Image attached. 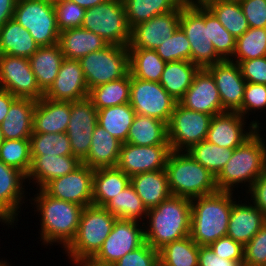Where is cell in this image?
<instances>
[{
    "label": "cell",
    "mask_w": 266,
    "mask_h": 266,
    "mask_svg": "<svg viewBox=\"0 0 266 266\" xmlns=\"http://www.w3.org/2000/svg\"><path fill=\"white\" fill-rule=\"evenodd\" d=\"M31 202L34 213L38 214L40 222V242L42 245H59L64 250L74 239L84 207L48 195L43 189H38ZM32 200V201H31ZM35 205V206H34Z\"/></svg>",
    "instance_id": "1"
},
{
    "label": "cell",
    "mask_w": 266,
    "mask_h": 266,
    "mask_svg": "<svg viewBox=\"0 0 266 266\" xmlns=\"http://www.w3.org/2000/svg\"><path fill=\"white\" fill-rule=\"evenodd\" d=\"M191 199L171 195L148 210L144 226L145 242L159 250L168 243L190 235Z\"/></svg>",
    "instance_id": "2"
},
{
    "label": "cell",
    "mask_w": 266,
    "mask_h": 266,
    "mask_svg": "<svg viewBox=\"0 0 266 266\" xmlns=\"http://www.w3.org/2000/svg\"><path fill=\"white\" fill-rule=\"evenodd\" d=\"M237 196L233 191H218L191 199V239L199 246H209L227 236L233 203L241 198Z\"/></svg>",
    "instance_id": "3"
},
{
    "label": "cell",
    "mask_w": 266,
    "mask_h": 266,
    "mask_svg": "<svg viewBox=\"0 0 266 266\" xmlns=\"http://www.w3.org/2000/svg\"><path fill=\"white\" fill-rule=\"evenodd\" d=\"M262 131L264 132L259 128L249 139L234 149L230 160L216 176L219 191L236 192L237 189L239 193L245 186L246 192V189L248 190L265 171L266 139L262 136ZM240 186L241 190L238 189Z\"/></svg>",
    "instance_id": "4"
},
{
    "label": "cell",
    "mask_w": 266,
    "mask_h": 266,
    "mask_svg": "<svg viewBox=\"0 0 266 266\" xmlns=\"http://www.w3.org/2000/svg\"><path fill=\"white\" fill-rule=\"evenodd\" d=\"M116 217L104 207L89 205L84 207L79 226L72 242L64 249V254L76 266L88 263L101 249L111 233Z\"/></svg>",
    "instance_id": "5"
},
{
    "label": "cell",
    "mask_w": 266,
    "mask_h": 266,
    "mask_svg": "<svg viewBox=\"0 0 266 266\" xmlns=\"http://www.w3.org/2000/svg\"><path fill=\"white\" fill-rule=\"evenodd\" d=\"M171 195L193 199L218 192L216 177L186 151H173L165 167Z\"/></svg>",
    "instance_id": "6"
},
{
    "label": "cell",
    "mask_w": 266,
    "mask_h": 266,
    "mask_svg": "<svg viewBox=\"0 0 266 266\" xmlns=\"http://www.w3.org/2000/svg\"><path fill=\"white\" fill-rule=\"evenodd\" d=\"M179 27L190 42L191 62L200 69L221 62L209 33V9L194 0H185L180 5Z\"/></svg>",
    "instance_id": "7"
},
{
    "label": "cell",
    "mask_w": 266,
    "mask_h": 266,
    "mask_svg": "<svg viewBox=\"0 0 266 266\" xmlns=\"http://www.w3.org/2000/svg\"><path fill=\"white\" fill-rule=\"evenodd\" d=\"M81 27L99 35L109 45L128 47L130 44L131 29L122 0H107L86 9Z\"/></svg>",
    "instance_id": "8"
},
{
    "label": "cell",
    "mask_w": 266,
    "mask_h": 266,
    "mask_svg": "<svg viewBox=\"0 0 266 266\" xmlns=\"http://www.w3.org/2000/svg\"><path fill=\"white\" fill-rule=\"evenodd\" d=\"M13 19L30 32L39 47L58 44L60 31L54 3L46 0H17Z\"/></svg>",
    "instance_id": "9"
},
{
    "label": "cell",
    "mask_w": 266,
    "mask_h": 266,
    "mask_svg": "<svg viewBox=\"0 0 266 266\" xmlns=\"http://www.w3.org/2000/svg\"><path fill=\"white\" fill-rule=\"evenodd\" d=\"M88 89L123 78L130 73L128 47L108 45L79 59Z\"/></svg>",
    "instance_id": "10"
},
{
    "label": "cell",
    "mask_w": 266,
    "mask_h": 266,
    "mask_svg": "<svg viewBox=\"0 0 266 266\" xmlns=\"http://www.w3.org/2000/svg\"><path fill=\"white\" fill-rule=\"evenodd\" d=\"M144 243L145 236L142 222L116 219L111 233L88 264L91 266H112L127 253L136 250Z\"/></svg>",
    "instance_id": "11"
},
{
    "label": "cell",
    "mask_w": 266,
    "mask_h": 266,
    "mask_svg": "<svg viewBox=\"0 0 266 266\" xmlns=\"http://www.w3.org/2000/svg\"><path fill=\"white\" fill-rule=\"evenodd\" d=\"M212 115L189 110L176 103L168 128V142L173 151H186L206 140Z\"/></svg>",
    "instance_id": "12"
},
{
    "label": "cell",
    "mask_w": 266,
    "mask_h": 266,
    "mask_svg": "<svg viewBox=\"0 0 266 266\" xmlns=\"http://www.w3.org/2000/svg\"><path fill=\"white\" fill-rule=\"evenodd\" d=\"M176 103L159 82L145 81L131 75L129 104L136 114L159 119L168 125Z\"/></svg>",
    "instance_id": "13"
},
{
    "label": "cell",
    "mask_w": 266,
    "mask_h": 266,
    "mask_svg": "<svg viewBox=\"0 0 266 266\" xmlns=\"http://www.w3.org/2000/svg\"><path fill=\"white\" fill-rule=\"evenodd\" d=\"M0 88L17 98L44 97L28 58L0 54Z\"/></svg>",
    "instance_id": "14"
},
{
    "label": "cell",
    "mask_w": 266,
    "mask_h": 266,
    "mask_svg": "<svg viewBox=\"0 0 266 266\" xmlns=\"http://www.w3.org/2000/svg\"><path fill=\"white\" fill-rule=\"evenodd\" d=\"M246 121L247 119L238 112H224L214 115L210 122L206 140L220 147L236 149L259 128L262 129L263 127L257 118L256 120H249L250 124H247Z\"/></svg>",
    "instance_id": "15"
},
{
    "label": "cell",
    "mask_w": 266,
    "mask_h": 266,
    "mask_svg": "<svg viewBox=\"0 0 266 266\" xmlns=\"http://www.w3.org/2000/svg\"><path fill=\"white\" fill-rule=\"evenodd\" d=\"M97 112V108L88 98L70 102V119L66 133L73 156L81 162L90 151L91 137L98 125Z\"/></svg>",
    "instance_id": "16"
},
{
    "label": "cell",
    "mask_w": 266,
    "mask_h": 266,
    "mask_svg": "<svg viewBox=\"0 0 266 266\" xmlns=\"http://www.w3.org/2000/svg\"><path fill=\"white\" fill-rule=\"evenodd\" d=\"M94 170L81 164L73 172L55 178L42 189L50 196L83 207L92 205Z\"/></svg>",
    "instance_id": "17"
},
{
    "label": "cell",
    "mask_w": 266,
    "mask_h": 266,
    "mask_svg": "<svg viewBox=\"0 0 266 266\" xmlns=\"http://www.w3.org/2000/svg\"><path fill=\"white\" fill-rule=\"evenodd\" d=\"M170 145L138 146L122 143L116 167L128 176L163 170Z\"/></svg>",
    "instance_id": "18"
},
{
    "label": "cell",
    "mask_w": 266,
    "mask_h": 266,
    "mask_svg": "<svg viewBox=\"0 0 266 266\" xmlns=\"http://www.w3.org/2000/svg\"><path fill=\"white\" fill-rule=\"evenodd\" d=\"M206 69L215 80L223 110L241 114L244 89L247 82L242 76L239 64L230 60H222Z\"/></svg>",
    "instance_id": "19"
},
{
    "label": "cell",
    "mask_w": 266,
    "mask_h": 266,
    "mask_svg": "<svg viewBox=\"0 0 266 266\" xmlns=\"http://www.w3.org/2000/svg\"><path fill=\"white\" fill-rule=\"evenodd\" d=\"M180 23V6L172 12L156 15L149 21L139 23L131 29L128 48L155 50L177 30Z\"/></svg>",
    "instance_id": "20"
},
{
    "label": "cell",
    "mask_w": 266,
    "mask_h": 266,
    "mask_svg": "<svg viewBox=\"0 0 266 266\" xmlns=\"http://www.w3.org/2000/svg\"><path fill=\"white\" fill-rule=\"evenodd\" d=\"M88 92L79 60L64 58L57 77L44 97L52 101L73 102L88 98Z\"/></svg>",
    "instance_id": "21"
},
{
    "label": "cell",
    "mask_w": 266,
    "mask_h": 266,
    "mask_svg": "<svg viewBox=\"0 0 266 266\" xmlns=\"http://www.w3.org/2000/svg\"><path fill=\"white\" fill-rule=\"evenodd\" d=\"M178 103L189 110L212 116L225 112L215 80L206 68L198 70L191 86Z\"/></svg>",
    "instance_id": "22"
},
{
    "label": "cell",
    "mask_w": 266,
    "mask_h": 266,
    "mask_svg": "<svg viewBox=\"0 0 266 266\" xmlns=\"http://www.w3.org/2000/svg\"><path fill=\"white\" fill-rule=\"evenodd\" d=\"M25 181L27 179L24 173L0 161V215L16 224L19 221L20 211L23 210L22 205L30 196L24 188L26 187ZM26 194L29 195L26 196Z\"/></svg>",
    "instance_id": "23"
},
{
    "label": "cell",
    "mask_w": 266,
    "mask_h": 266,
    "mask_svg": "<svg viewBox=\"0 0 266 266\" xmlns=\"http://www.w3.org/2000/svg\"><path fill=\"white\" fill-rule=\"evenodd\" d=\"M242 200L238 198L233 203L227 236L245 246L266 224V216L249 202L248 197Z\"/></svg>",
    "instance_id": "24"
},
{
    "label": "cell",
    "mask_w": 266,
    "mask_h": 266,
    "mask_svg": "<svg viewBox=\"0 0 266 266\" xmlns=\"http://www.w3.org/2000/svg\"><path fill=\"white\" fill-rule=\"evenodd\" d=\"M30 170L26 176L28 185L32 182L37 190L42 189L51 180L67 175L77 169L82 162L73 155L31 156ZM29 180V181H28ZM32 180V181H31Z\"/></svg>",
    "instance_id": "25"
},
{
    "label": "cell",
    "mask_w": 266,
    "mask_h": 266,
    "mask_svg": "<svg viewBox=\"0 0 266 266\" xmlns=\"http://www.w3.org/2000/svg\"><path fill=\"white\" fill-rule=\"evenodd\" d=\"M70 119V102L37 100L33 115V133H65Z\"/></svg>",
    "instance_id": "26"
},
{
    "label": "cell",
    "mask_w": 266,
    "mask_h": 266,
    "mask_svg": "<svg viewBox=\"0 0 266 266\" xmlns=\"http://www.w3.org/2000/svg\"><path fill=\"white\" fill-rule=\"evenodd\" d=\"M37 100L17 98L0 124L4 139H30Z\"/></svg>",
    "instance_id": "27"
},
{
    "label": "cell",
    "mask_w": 266,
    "mask_h": 266,
    "mask_svg": "<svg viewBox=\"0 0 266 266\" xmlns=\"http://www.w3.org/2000/svg\"><path fill=\"white\" fill-rule=\"evenodd\" d=\"M122 142L112 136L107 130L97 125L92 137L90 151L82 161L93 170L115 167L118 162Z\"/></svg>",
    "instance_id": "28"
},
{
    "label": "cell",
    "mask_w": 266,
    "mask_h": 266,
    "mask_svg": "<svg viewBox=\"0 0 266 266\" xmlns=\"http://www.w3.org/2000/svg\"><path fill=\"white\" fill-rule=\"evenodd\" d=\"M58 44L64 58L75 60L109 45L102 37L82 27L60 32Z\"/></svg>",
    "instance_id": "29"
},
{
    "label": "cell",
    "mask_w": 266,
    "mask_h": 266,
    "mask_svg": "<svg viewBox=\"0 0 266 266\" xmlns=\"http://www.w3.org/2000/svg\"><path fill=\"white\" fill-rule=\"evenodd\" d=\"M131 185L147 210L171 196L166 170L145 172L130 177Z\"/></svg>",
    "instance_id": "30"
},
{
    "label": "cell",
    "mask_w": 266,
    "mask_h": 266,
    "mask_svg": "<svg viewBox=\"0 0 266 266\" xmlns=\"http://www.w3.org/2000/svg\"><path fill=\"white\" fill-rule=\"evenodd\" d=\"M130 184V176L116 166L94 170L92 205L104 207Z\"/></svg>",
    "instance_id": "31"
},
{
    "label": "cell",
    "mask_w": 266,
    "mask_h": 266,
    "mask_svg": "<svg viewBox=\"0 0 266 266\" xmlns=\"http://www.w3.org/2000/svg\"><path fill=\"white\" fill-rule=\"evenodd\" d=\"M38 48L30 32L13 18L0 27V54L29 59Z\"/></svg>",
    "instance_id": "32"
},
{
    "label": "cell",
    "mask_w": 266,
    "mask_h": 266,
    "mask_svg": "<svg viewBox=\"0 0 266 266\" xmlns=\"http://www.w3.org/2000/svg\"><path fill=\"white\" fill-rule=\"evenodd\" d=\"M63 59L64 56L59 44L39 47L29 58L31 70L44 93L57 77Z\"/></svg>",
    "instance_id": "33"
},
{
    "label": "cell",
    "mask_w": 266,
    "mask_h": 266,
    "mask_svg": "<svg viewBox=\"0 0 266 266\" xmlns=\"http://www.w3.org/2000/svg\"><path fill=\"white\" fill-rule=\"evenodd\" d=\"M132 145H169L167 124L159 119L136 114L127 141Z\"/></svg>",
    "instance_id": "34"
},
{
    "label": "cell",
    "mask_w": 266,
    "mask_h": 266,
    "mask_svg": "<svg viewBox=\"0 0 266 266\" xmlns=\"http://www.w3.org/2000/svg\"><path fill=\"white\" fill-rule=\"evenodd\" d=\"M200 68L191 61L166 62L159 83L178 102Z\"/></svg>",
    "instance_id": "35"
},
{
    "label": "cell",
    "mask_w": 266,
    "mask_h": 266,
    "mask_svg": "<svg viewBox=\"0 0 266 266\" xmlns=\"http://www.w3.org/2000/svg\"><path fill=\"white\" fill-rule=\"evenodd\" d=\"M130 29L156 15L175 11L185 0H122Z\"/></svg>",
    "instance_id": "36"
},
{
    "label": "cell",
    "mask_w": 266,
    "mask_h": 266,
    "mask_svg": "<svg viewBox=\"0 0 266 266\" xmlns=\"http://www.w3.org/2000/svg\"><path fill=\"white\" fill-rule=\"evenodd\" d=\"M131 75L99 85L89 90L88 99L99 109L123 105L130 100Z\"/></svg>",
    "instance_id": "37"
},
{
    "label": "cell",
    "mask_w": 266,
    "mask_h": 266,
    "mask_svg": "<svg viewBox=\"0 0 266 266\" xmlns=\"http://www.w3.org/2000/svg\"><path fill=\"white\" fill-rule=\"evenodd\" d=\"M130 75L135 78L159 82L166 62L155 50L128 48Z\"/></svg>",
    "instance_id": "38"
},
{
    "label": "cell",
    "mask_w": 266,
    "mask_h": 266,
    "mask_svg": "<svg viewBox=\"0 0 266 266\" xmlns=\"http://www.w3.org/2000/svg\"><path fill=\"white\" fill-rule=\"evenodd\" d=\"M136 116L129 103L99 109L97 112L98 125L107 130L122 143L127 141L130 126Z\"/></svg>",
    "instance_id": "39"
},
{
    "label": "cell",
    "mask_w": 266,
    "mask_h": 266,
    "mask_svg": "<svg viewBox=\"0 0 266 266\" xmlns=\"http://www.w3.org/2000/svg\"><path fill=\"white\" fill-rule=\"evenodd\" d=\"M199 245L189 236L158 250L160 266H198Z\"/></svg>",
    "instance_id": "40"
},
{
    "label": "cell",
    "mask_w": 266,
    "mask_h": 266,
    "mask_svg": "<svg viewBox=\"0 0 266 266\" xmlns=\"http://www.w3.org/2000/svg\"><path fill=\"white\" fill-rule=\"evenodd\" d=\"M104 208L117 219L135 220L142 223L148 212L131 184L109 201Z\"/></svg>",
    "instance_id": "41"
},
{
    "label": "cell",
    "mask_w": 266,
    "mask_h": 266,
    "mask_svg": "<svg viewBox=\"0 0 266 266\" xmlns=\"http://www.w3.org/2000/svg\"><path fill=\"white\" fill-rule=\"evenodd\" d=\"M236 39L250 27L240 3L236 1H215L205 5Z\"/></svg>",
    "instance_id": "42"
},
{
    "label": "cell",
    "mask_w": 266,
    "mask_h": 266,
    "mask_svg": "<svg viewBox=\"0 0 266 266\" xmlns=\"http://www.w3.org/2000/svg\"><path fill=\"white\" fill-rule=\"evenodd\" d=\"M233 151L234 149L220 147L207 140H203L186 150L188 155L209 170L215 177L230 160Z\"/></svg>",
    "instance_id": "43"
},
{
    "label": "cell",
    "mask_w": 266,
    "mask_h": 266,
    "mask_svg": "<svg viewBox=\"0 0 266 266\" xmlns=\"http://www.w3.org/2000/svg\"><path fill=\"white\" fill-rule=\"evenodd\" d=\"M266 56V28L250 27L236 39L235 51L230 61L240 64Z\"/></svg>",
    "instance_id": "44"
},
{
    "label": "cell",
    "mask_w": 266,
    "mask_h": 266,
    "mask_svg": "<svg viewBox=\"0 0 266 266\" xmlns=\"http://www.w3.org/2000/svg\"><path fill=\"white\" fill-rule=\"evenodd\" d=\"M31 156L73 155L67 133H32Z\"/></svg>",
    "instance_id": "45"
},
{
    "label": "cell",
    "mask_w": 266,
    "mask_h": 266,
    "mask_svg": "<svg viewBox=\"0 0 266 266\" xmlns=\"http://www.w3.org/2000/svg\"><path fill=\"white\" fill-rule=\"evenodd\" d=\"M0 161L27 176L32 162L30 139H5L0 144Z\"/></svg>",
    "instance_id": "46"
},
{
    "label": "cell",
    "mask_w": 266,
    "mask_h": 266,
    "mask_svg": "<svg viewBox=\"0 0 266 266\" xmlns=\"http://www.w3.org/2000/svg\"><path fill=\"white\" fill-rule=\"evenodd\" d=\"M155 51L165 62L191 61L190 42L180 27Z\"/></svg>",
    "instance_id": "47"
},
{
    "label": "cell",
    "mask_w": 266,
    "mask_h": 266,
    "mask_svg": "<svg viewBox=\"0 0 266 266\" xmlns=\"http://www.w3.org/2000/svg\"><path fill=\"white\" fill-rule=\"evenodd\" d=\"M209 33L216 53L223 60H230L235 51L236 38L232 36L209 10Z\"/></svg>",
    "instance_id": "48"
},
{
    "label": "cell",
    "mask_w": 266,
    "mask_h": 266,
    "mask_svg": "<svg viewBox=\"0 0 266 266\" xmlns=\"http://www.w3.org/2000/svg\"><path fill=\"white\" fill-rule=\"evenodd\" d=\"M59 31L81 27L85 9L71 0H61L54 3Z\"/></svg>",
    "instance_id": "49"
},
{
    "label": "cell",
    "mask_w": 266,
    "mask_h": 266,
    "mask_svg": "<svg viewBox=\"0 0 266 266\" xmlns=\"http://www.w3.org/2000/svg\"><path fill=\"white\" fill-rule=\"evenodd\" d=\"M264 110V111H262ZM266 110V85L247 82L244 89V98L241 107V115L248 120L249 115L259 114Z\"/></svg>",
    "instance_id": "50"
},
{
    "label": "cell",
    "mask_w": 266,
    "mask_h": 266,
    "mask_svg": "<svg viewBox=\"0 0 266 266\" xmlns=\"http://www.w3.org/2000/svg\"><path fill=\"white\" fill-rule=\"evenodd\" d=\"M243 266H266V224L244 246Z\"/></svg>",
    "instance_id": "51"
},
{
    "label": "cell",
    "mask_w": 266,
    "mask_h": 266,
    "mask_svg": "<svg viewBox=\"0 0 266 266\" xmlns=\"http://www.w3.org/2000/svg\"><path fill=\"white\" fill-rule=\"evenodd\" d=\"M158 250L145 242L134 251L127 253L112 266H158Z\"/></svg>",
    "instance_id": "52"
},
{
    "label": "cell",
    "mask_w": 266,
    "mask_h": 266,
    "mask_svg": "<svg viewBox=\"0 0 266 266\" xmlns=\"http://www.w3.org/2000/svg\"><path fill=\"white\" fill-rule=\"evenodd\" d=\"M239 3L249 27L266 28V0H241Z\"/></svg>",
    "instance_id": "53"
},
{
    "label": "cell",
    "mask_w": 266,
    "mask_h": 266,
    "mask_svg": "<svg viewBox=\"0 0 266 266\" xmlns=\"http://www.w3.org/2000/svg\"><path fill=\"white\" fill-rule=\"evenodd\" d=\"M209 247L214 253L228 260H244V246L234 241L229 236H223L220 239L212 242Z\"/></svg>",
    "instance_id": "54"
},
{
    "label": "cell",
    "mask_w": 266,
    "mask_h": 266,
    "mask_svg": "<svg viewBox=\"0 0 266 266\" xmlns=\"http://www.w3.org/2000/svg\"><path fill=\"white\" fill-rule=\"evenodd\" d=\"M239 66L246 82L266 85V56L242 61Z\"/></svg>",
    "instance_id": "55"
},
{
    "label": "cell",
    "mask_w": 266,
    "mask_h": 266,
    "mask_svg": "<svg viewBox=\"0 0 266 266\" xmlns=\"http://www.w3.org/2000/svg\"><path fill=\"white\" fill-rule=\"evenodd\" d=\"M247 194V195H246ZM244 196L266 216V169L261 176L246 190Z\"/></svg>",
    "instance_id": "56"
},
{
    "label": "cell",
    "mask_w": 266,
    "mask_h": 266,
    "mask_svg": "<svg viewBox=\"0 0 266 266\" xmlns=\"http://www.w3.org/2000/svg\"><path fill=\"white\" fill-rule=\"evenodd\" d=\"M243 262L220 258L209 246H199L198 266H243Z\"/></svg>",
    "instance_id": "57"
},
{
    "label": "cell",
    "mask_w": 266,
    "mask_h": 266,
    "mask_svg": "<svg viewBox=\"0 0 266 266\" xmlns=\"http://www.w3.org/2000/svg\"><path fill=\"white\" fill-rule=\"evenodd\" d=\"M17 0H0V27L13 18Z\"/></svg>",
    "instance_id": "58"
},
{
    "label": "cell",
    "mask_w": 266,
    "mask_h": 266,
    "mask_svg": "<svg viewBox=\"0 0 266 266\" xmlns=\"http://www.w3.org/2000/svg\"><path fill=\"white\" fill-rule=\"evenodd\" d=\"M17 99L10 92L0 88V124L5 119L11 104Z\"/></svg>",
    "instance_id": "59"
},
{
    "label": "cell",
    "mask_w": 266,
    "mask_h": 266,
    "mask_svg": "<svg viewBox=\"0 0 266 266\" xmlns=\"http://www.w3.org/2000/svg\"><path fill=\"white\" fill-rule=\"evenodd\" d=\"M74 3H77L80 7L86 9H89L91 7H95L101 3L106 2L107 0H71Z\"/></svg>",
    "instance_id": "60"
},
{
    "label": "cell",
    "mask_w": 266,
    "mask_h": 266,
    "mask_svg": "<svg viewBox=\"0 0 266 266\" xmlns=\"http://www.w3.org/2000/svg\"><path fill=\"white\" fill-rule=\"evenodd\" d=\"M0 222H1V224H6V225H4L3 224V226H11L13 229H14V226H16L17 224H15V222H13V221H10V220H7V219H4L1 215H0Z\"/></svg>",
    "instance_id": "61"
},
{
    "label": "cell",
    "mask_w": 266,
    "mask_h": 266,
    "mask_svg": "<svg viewBox=\"0 0 266 266\" xmlns=\"http://www.w3.org/2000/svg\"><path fill=\"white\" fill-rule=\"evenodd\" d=\"M196 1L198 4H201L203 6H205L208 2H215V1H236V2H240L241 0H194Z\"/></svg>",
    "instance_id": "62"
},
{
    "label": "cell",
    "mask_w": 266,
    "mask_h": 266,
    "mask_svg": "<svg viewBox=\"0 0 266 266\" xmlns=\"http://www.w3.org/2000/svg\"><path fill=\"white\" fill-rule=\"evenodd\" d=\"M6 260V261H5ZM0 266H12V264H10V262H7V259H0Z\"/></svg>",
    "instance_id": "63"
},
{
    "label": "cell",
    "mask_w": 266,
    "mask_h": 266,
    "mask_svg": "<svg viewBox=\"0 0 266 266\" xmlns=\"http://www.w3.org/2000/svg\"><path fill=\"white\" fill-rule=\"evenodd\" d=\"M4 136H3V132L1 130V127H0V144L4 141Z\"/></svg>",
    "instance_id": "64"
},
{
    "label": "cell",
    "mask_w": 266,
    "mask_h": 266,
    "mask_svg": "<svg viewBox=\"0 0 266 266\" xmlns=\"http://www.w3.org/2000/svg\"><path fill=\"white\" fill-rule=\"evenodd\" d=\"M46 1L51 2V3H55V2L61 1V0H46Z\"/></svg>",
    "instance_id": "65"
},
{
    "label": "cell",
    "mask_w": 266,
    "mask_h": 266,
    "mask_svg": "<svg viewBox=\"0 0 266 266\" xmlns=\"http://www.w3.org/2000/svg\"><path fill=\"white\" fill-rule=\"evenodd\" d=\"M78 266H91V265H89L88 263H84V264H81V265H78Z\"/></svg>",
    "instance_id": "66"
}]
</instances>
